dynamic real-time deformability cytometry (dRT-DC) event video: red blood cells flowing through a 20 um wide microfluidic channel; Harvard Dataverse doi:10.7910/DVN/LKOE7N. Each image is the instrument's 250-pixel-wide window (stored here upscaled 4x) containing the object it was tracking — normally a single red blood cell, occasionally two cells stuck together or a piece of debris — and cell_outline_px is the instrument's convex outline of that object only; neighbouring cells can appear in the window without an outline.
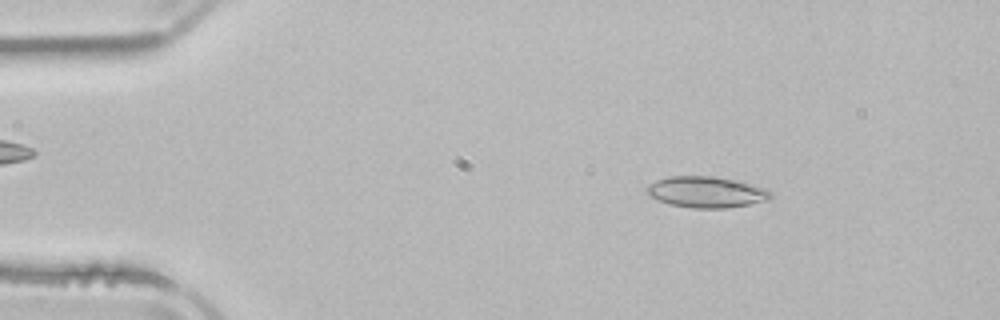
{"species": "common noctule bat (a hibernating species)", "species_latin": "Nyctalus noctula", "temperature_condition": "room temperature", "stored_images_in_passage": 3, "camera_frame_rate_fps": 3000, "um_per_image_px": 0.085, "animal": {"sex": "male", "body_mass_g": 21.5, "forearm_length_mm": 52.0}, "frame": {"image": 1, "passage_image": 1, "time_ms": 0.0, "image_size_px": [1000, 320], "cell_outline_px": [[772, 196], [768, 200], [748, 204], [724, 208], [692, 208], [672, 204], [648, 196], [644, 192], [644, 188], [648, 184], [656, 180], [668, 176], [712, 176], [736, 180], [764, 188], [772, 192]], "centroid_in_image_um": [59.98, 16.31], "position_along_channel_um": 25.0, "area_um2": 22.43}}
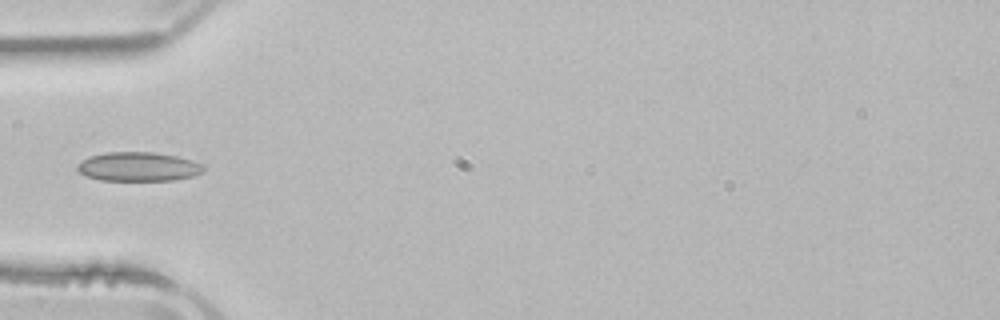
{"frame": {"image": 2, "passage_image": 3, "time_ms": 3.0, "image_size_px": [1000, 320], "cell_outline_px": [[204, 172], [192, 176], [172, 180], [100, 180], [88, 176], [80, 172], [76, 168], [76, 164], [88, 156], [104, 152], [152, 152], [176, 156], [192, 160], [204, 164]], "centroid_in_image_um": [11.75, 14.16], "position_along_channel_um": 73.2, "area_um2": 21.44}}